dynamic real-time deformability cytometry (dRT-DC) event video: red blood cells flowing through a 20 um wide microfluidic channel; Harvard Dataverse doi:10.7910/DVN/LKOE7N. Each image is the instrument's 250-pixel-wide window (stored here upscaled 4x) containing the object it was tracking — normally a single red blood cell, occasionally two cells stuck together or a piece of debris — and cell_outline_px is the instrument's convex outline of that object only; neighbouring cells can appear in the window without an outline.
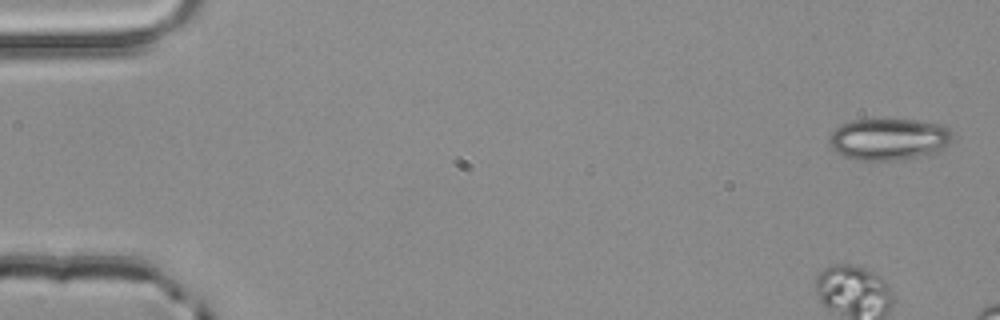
{"species": "common noctule bat (a hibernating species)", "species_latin": "Nyctalus noctula", "temperature_condition": "room temperature", "stored_images_in_passage": 4, "camera_frame_rate_fps": 3000, "um_per_image_px": 0.085, "animal": {"sex": "male", "body_mass_g": 20.4}, "frame": {"image": 1, "passage_image": 1, "time_ms": 0.0, "image_size_px": [1000, 320], "cell_outline_px": [[952, 140], [948, 144], [936, 152], [920, 156], [892, 160], [860, 160], [844, 156], [836, 152], [828, 144], [828, 136], [840, 124], [852, 120], [916, 120], [944, 124], [952, 132]], "centroid_in_image_um": [75.53, 11.82], "position_along_channel_um": 9.5, "area_um2": 30.0}}